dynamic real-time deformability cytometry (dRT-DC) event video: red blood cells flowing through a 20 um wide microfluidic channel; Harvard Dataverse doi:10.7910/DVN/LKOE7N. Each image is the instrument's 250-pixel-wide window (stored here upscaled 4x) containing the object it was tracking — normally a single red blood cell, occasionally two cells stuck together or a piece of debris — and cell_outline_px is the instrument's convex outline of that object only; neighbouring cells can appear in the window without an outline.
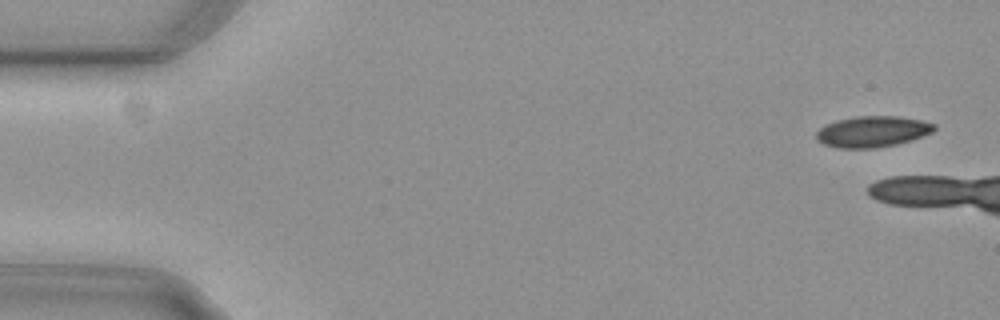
{"species": "common noctule bat (a hibernating species)", "species_latin": "Nyctalus noctula", "temperature_condition": "cold", "stored_images_in_passage": 2, "segment_of_instrument_passage": [2, 2], "camera_frame_rate_fps": 3000, "um_per_image_px": 0.085, "animal": {"sex": "female", "body_mass_g": 29.2, "forearm_length_mm": 56.3}, "frame": {"image": 1, "passage_image": 2, "time_ms": 0.333, "image_size_px": [1000, 320], "cell_outline_px": [[936, 128], [932, 132], [896, 144], [876, 148], [836, 148], [824, 144], [816, 140], [816, 132], [820, 128], [836, 120], [856, 116], [900, 116], [920, 120], [936, 124]], "centroid_in_image_um": [74.13, 11.18], "position_along_channel_um": 10.9, "area_um2": 21.21}}